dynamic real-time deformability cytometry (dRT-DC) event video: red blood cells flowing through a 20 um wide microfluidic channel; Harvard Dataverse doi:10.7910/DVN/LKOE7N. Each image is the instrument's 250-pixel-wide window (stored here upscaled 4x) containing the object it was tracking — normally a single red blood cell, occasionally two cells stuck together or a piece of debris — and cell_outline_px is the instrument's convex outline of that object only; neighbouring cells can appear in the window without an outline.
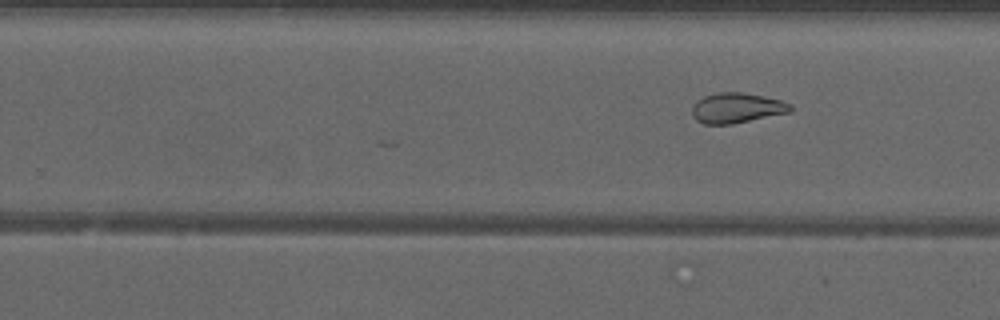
{"species": "common noctule bat (a hibernating species)", "species_latin": "Nyctalus noctula", "temperature_condition": "warm", "stored_images_in_passage": 16, "camera_frame_rate_fps": 3000, "um_per_image_px": 0.085, "animal": {"sex": "male", "forearm_length_mm": 52.5}, "frame": {"image": 1, "passage_image": 16, "time_ms": 5.0, "image_size_px": [1000, 320], "cell_outline_px": [[792, 112], [732, 124], [704, 124], [696, 120], [692, 116], [692, 104], [696, 100], [704, 96], [720, 92], [744, 92], [764, 96], [780, 100], [792, 104]], "centroid_in_image_um": [62.62, 9.17], "position_along_channel_um": 267.2, "area_um2": 17.51}}